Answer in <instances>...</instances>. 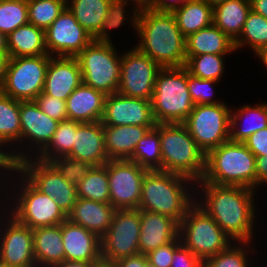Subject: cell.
<instances>
[{
  "mask_svg": "<svg viewBox=\"0 0 267 267\" xmlns=\"http://www.w3.org/2000/svg\"><path fill=\"white\" fill-rule=\"evenodd\" d=\"M134 8L131 21L141 38L136 48L161 68L183 67L186 62V38L173 13L153 11L140 5Z\"/></svg>",
  "mask_w": 267,
  "mask_h": 267,
  "instance_id": "6da1fadb",
  "label": "cell"
},
{
  "mask_svg": "<svg viewBox=\"0 0 267 267\" xmlns=\"http://www.w3.org/2000/svg\"><path fill=\"white\" fill-rule=\"evenodd\" d=\"M198 183L203 186L202 190L205 193L202 201L205 200L204 204L199 202L198 205L232 240L250 242L256 214L254 213V190L241 186Z\"/></svg>",
  "mask_w": 267,
  "mask_h": 267,
  "instance_id": "7a4b0ae2",
  "label": "cell"
},
{
  "mask_svg": "<svg viewBox=\"0 0 267 267\" xmlns=\"http://www.w3.org/2000/svg\"><path fill=\"white\" fill-rule=\"evenodd\" d=\"M198 182L256 190V157L244 143L228 140L206 154L204 176Z\"/></svg>",
  "mask_w": 267,
  "mask_h": 267,
  "instance_id": "3957f363",
  "label": "cell"
},
{
  "mask_svg": "<svg viewBox=\"0 0 267 267\" xmlns=\"http://www.w3.org/2000/svg\"><path fill=\"white\" fill-rule=\"evenodd\" d=\"M188 181L191 179L179 174L148 170L142 180L139 209L169 216L180 223L195 204L183 185Z\"/></svg>",
  "mask_w": 267,
  "mask_h": 267,
  "instance_id": "277c9868",
  "label": "cell"
},
{
  "mask_svg": "<svg viewBox=\"0 0 267 267\" xmlns=\"http://www.w3.org/2000/svg\"><path fill=\"white\" fill-rule=\"evenodd\" d=\"M162 171L200 181L205 172L206 154L182 123L159 124Z\"/></svg>",
  "mask_w": 267,
  "mask_h": 267,
  "instance_id": "5b68a950",
  "label": "cell"
},
{
  "mask_svg": "<svg viewBox=\"0 0 267 267\" xmlns=\"http://www.w3.org/2000/svg\"><path fill=\"white\" fill-rule=\"evenodd\" d=\"M151 104L157 124H176L185 121L195 104L190 97L187 70L184 66L159 70Z\"/></svg>",
  "mask_w": 267,
  "mask_h": 267,
  "instance_id": "8992f818",
  "label": "cell"
},
{
  "mask_svg": "<svg viewBox=\"0 0 267 267\" xmlns=\"http://www.w3.org/2000/svg\"><path fill=\"white\" fill-rule=\"evenodd\" d=\"M197 204L195 201V205L187 210L179 223V237L181 243L204 262L226 249L232 241L215 220Z\"/></svg>",
  "mask_w": 267,
  "mask_h": 267,
  "instance_id": "52a82bcc",
  "label": "cell"
},
{
  "mask_svg": "<svg viewBox=\"0 0 267 267\" xmlns=\"http://www.w3.org/2000/svg\"><path fill=\"white\" fill-rule=\"evenodd\" d=\"M112 44L92 41L76 56L83 83L105 95L117 93L120 83L121 57Z\"/></svg>",
  "mask_w": 267,
  "mask_h": 267,
  "instance_id": "ba28073f",
  "label": "cell"
},
{
  "mask_svg": "<svg viewBox=\"0 0 267 267\" xmlns=\"http://www.w3.org/2000/svg\"><path fill=\"white\" fill-rule=\"evenodd\" d=\"M18 171L22 173L40 192L52 197L57 205L68 215L78 200L76 185L65 180L49 163L39 159L27 158L23 152L12 153Z\"/></svg>",
  "mask_w": 267,
  "mask_h": 267,
  "instance_id": "9c48e42d",
  "label": "cell"
},
{
  "mask_svg": "<svg viewBox=\"0 0 267 267\" xmlns=\"http://www.w3.org/2000/svg\"><path fill=\"white\" fill-rule=\"evenodd\" d=\"M51 56L9 58L1 92L19 101L35 100L43 92Z\"/></svg>",
  "mask_w": 267,
  "mask_h": 267,
  "instance_id": "30bf717a",
  "label": "cell"
},
{
  "mask_svg": "<svg viewBox=\"0 0 267 267\" xmlns=\"http://www.w3.org/2000/svg\"><path fill=\"white\" fill-rule=\"evenodd\" d=\"M226 105H195L182 123L205 154L229 140L231 109Z\"/></svg>",
  "mask_w": 267,
  "mask_h": 267,
  "instance_id": "8fae6325",
  "label": "cell"
},
{
  "mask_svg": "<svg viewBox=\"0 0 267 267\" xmlns=\"http://www.w3.org/2000/svg\"><path fill=\"white\" fill-rule=\"evenodd\" d=\"M140 209H116L112 223L101 238L102 262L113 264L139 252Z\"/></svg>",
  "mask_w": 267,
  "mask_h": 267,
  "instance_id": "7c38bea8",
  "label": "cell"
},
{
  "mask_svg": "<svg viewBox=\"0 0 267 267\" xmlns=\"http://www.w3.org/2000/svg\"><path fill=\"white\" fill-rule=\"evenodd\" d=\"M22 180L25 182L20 183L23 189L19 187L20 196L10 213L19 223L34 229L60 225L67 219L52 197L40 192L26 177Z\"/></svg>",
  "mask_w": 267,
  "mask_h": 267,
  "instance_id": "4fadbf2b",
  "label": "cell"
},
{
  "mask_svg": "<svg viewBox=\"0 0 267 267\" xmlns=\"http://www.w3.org/2000/svg\"><path fill=\"white\" fill-rule=\"evenodd\" d=\"M161 67L136 47L121 55L118 93L151 101Z\"/></svg>",
  "mask_w": 267,
  "mask_h": 267,
  "instance_id": "5bb4252c",
  "label": "cell"
},
{
  "mask_svg": "<svg viewBox=\"0 0 267 267\" xmlns=\"http://www.w3.org/2000/svg\"><path fill=\"white\" fill-rule=\"evenodd\" d=\"M110 205L115 209H139L142 180L148 169L130 160L107 162Z\"/></svg>",
  "mask_w": 267,
  "mask_h": 267,
  "instance_id": "9a60e30c",
  "label": "cell"
},
{
  "mask_svg": "<svg viewBox=\"0 0 267 267\" xmlns=\"http://www.w3.org/2000/svg\"><path fill=\"white\" fill-rule=\"evenodd\" d=\"M92 41V35L76 21L67 7L45 30L46 48L52 56L76 57Z\"/></svg>",
  "mask_w": 267,
  "mask_h": 267,
  "instance_id": "2e32d148",
  "label": "cell"
},
{
  "mask_svg": "<svg viewBox=\"0 0 267 267\" xmlns=\"http://www.w3.org/2000/svg\"><path fill=\"white\" fill-rule=\"evenodd\" d=\"M100 122L103 126L155 127L157 125L151 101L118 92L106 95Z\"/></svg>",
  "mask_w": 267,
  "mask_h": 267,
  "instance_id": "e0dca14e",
  "label": "cell"
},
{
  "mask_svg": "<svg viewBox=\"0 0 267 267\" xmlns=\"http://www.w3.org/2000/svg\"><path fill=\"white\" fill-rule=\"evenodd\" d=\"M0 231V263L9 267H37L34 257L33 229L19 223L13 216ZM10 224V225H9Z\"/></svg>",
  "mask_w": 267,
  "mask_h": 267,
  "instance_id": "ac0fdd59",
  "label": "cell"
},
{
  "mask_svg": "<svg viewBox=\"0 0 267 267\" xmlns=\"http://www.w3.org/2000/svg\"><path fill=\"white\" fill-rule=\"evenodd\" d=\"M82 82V72L76 57L51 56L43 93L66 101Z\"/></svg>",
  "mask_w": 267,
  "mask_h": 267,
  "instance_id": "d6986e66",
  "label": "cell"
},
{
  "mask_svg": "<svg viewBox=\"0 0 267 267\" xmlns=\"http://www.w3.org/2000/svg\"><path fill=\"white\" fill-rule=\"evenodd\" d=\"M64 260L102 262L101 238L81 225L66 219L62 222Z\"/></svg>",
  "mask_w": 267,
  "mask_h": 267,
  "instance_id": "ffe728a7",
  "label": "cell"
},
{
  "mask_svg": "<svg viewBox=\"0 0 267 267\" xmlns=\"http://www.w3.org/2000/svg\"><path fill=\"white\" fill-rule=\"evenodd\" d=\"M67 157L79 159L93 167L103 166L109 161L105 150L103 125L100 121L79 124L73 148Z\"/></svg>",
  "mask_w": 267,
  "mask_h": 267,
  "instance_id": "44dd1931",
  "label": "cell"
},
{
  "mask_svg": "<svg viewBox=\"0 0 267 267\" xmlns=\"http://www.w3.org/2000/svg\"><path fill=\"white\" fill-rule=\"evenodd\" d=\"M139 252L147 255L179 237V223L173 218L140 209Z\"/></svg>",
  "mask_w": 267,
  "mask_h": 267,
  "instance_id": "7402d4cb",
  "label": "cell"
},
{
  "mask_svg": "<svg viewBox=\"0 0 267 267\" xmlns=\"http://www.w3.org/2000/svg\"><path fill=\"white\" fill-rule=\"evenodd\" d=\"M21 141L29 139L41 152L50 142L59 121L50 118L41 111L35 100L20 101Z\"/></svg>",
  "mask_w": 267,
  "mask_h": 267,
  "instance_id": "603a6c76",
  "label": "cell"
},
{
  "mask_svg": "<svg viewBox=\"0 0 267 267\" xmlns=\"http://www.w3.org/2000/svg\"><path fill=\"white\" fill-rule=\"evenodd\" d=\"M115 212L116 209L110 203L78 198L67 219L102 238L108 231Z\"/></svg>",
  "mask_w": 267,
  "mask_h": 267,
  "instance_id": "cb8c5ba5",
  "label": "cell"
},
{
  "mask_svg": "<svg viewBox=\"0 0 267 267\" xmlns=\"http://www.w3.org/2000/svg\"><path fill=\"white\" fill-rule=\"evenodd\" d=\"M106 95L83 82L66 99L68 119L81 123L101 120Z\"/></svg>",
  "mask_w": 267,
  "mask_h": 267,
  "instance_id": "d4e9b609",
  "label": "cell"
},
{
  "mask_svg": "<svg viewBox=\"0 0 267 267\" xmlns=\"http://www.w3.org/2000/svg\"><path fill=\"white\" fill-rule=\"evenodd\" d=\"M151 128L154 127L103 126L105 150L109 160H130L138 141Z\"/></svg>",
  "mask_w": 267,
  "mask_h": 267,
  "instance_id": "484cf974",
  "label": "cell"
},
{
  "mask_svg": "<svg viewBox=\"0 0 267 267\" xmlns=\"http://www.w3.org/2000/svg\"><path fill=\"white\" fill-rule=\"evenodd\" d=\"M34 257L37 267H55L64 261L62 223L33 229Z\"/></svg>",
  "mask_w": 267,
  "mask_h": 267,
  "instance_id": "4316f807",
  "label": "cell"
},
{
  "mask_svg": "<svg viewBox=\"0 0 267 267\" xmlns=\"http://www.w3.org/2000/svg\"><path fill=\"white\" fill-rule=\"evenodd\" d=\"M6 37L9 58L48 55L45 30L29 22Z\"/></svg>",
  "mask_w": 267,
  "mask_h": 267,
  "instance_id": "83f0119b",
  "label": "cell"
},
{
  "mask_svg": "<svg viewBox=\"0 0 267 267\" xmlns=\"http://www.w3.org/2000/svg\"><path fill=\"white\" fill-rule=\"evenodd\" d=\"M233 51L234 41L214 24L186 37V56L227 55Z\"/></svg>",
  "mask_w": 267,
  "mask_h": 267,
  "instance_id": "f1b7e54d",
  "label": "cell"
},
{
  "mask_svg": "<svg viewBox=\"0 0 267 267\" xmlns=\"http://www.w3.org/2000/svg\"><path fill=\"white\" fill-rule=\"evenodd\" d=\"M251 11L250 0H227L213 6V24L235 41Z\"/></svg>",
  "mask_w": 267,
  "mask_h": 267,
  "instance_id": "f546056e",
  "label": "cell"
},
{
  "mask_svg": "<svg viewBox=\"0 0 267 267\" xmlns=\"http://www.w3.org/2000/svg\"><path fill=\"white\" fill-rule=\"evenodd\" d=\"M172 13L185 38L213 24V6L203 0H188Z\"/></svg>",
  "mask_w": 267,
  "mask_h": 267,
  "instance_id": "4dcf8cb0",
  "label": "cell"
},
{
  "mask_svg": "<svg viewBox=\"0 0 267 267\" xmlns=\"http://www.w3.org/2000/svg\"><path fill=\"white\" fill-rule=\"evenodd\" d=\"M237 111L233 112L231 110L230 141L244 143L252 134L267 128V103L258 104L254 107L246 105ZM242 118H246L245 123L242 121ZM240 119L243 122L242 125L238 123ZM238 124L242 127L239 128Z\"/></svg>",
  "mask_w": 267,
  "mask_h": 267,
  "instance_id": "1f68e13d",
  "label": "cell"
},
{
  "mask_svg": "<svg viewBox=\"0 0 267 267\" xmlns=\"http://www.w3.org/2000/svg\"><path fill=\"white\" fill-rule=\"evenodd\" d=\"M66 7L76 21L92 37L99 31L102 21L108 12L109 0H71Z\"/></svg>",
  "mask_w": 267,
  "mask_h": 267,
  "instance_id": "d6a6232c",
  "label": "cell"
},
{
  "mask_svg": "<svg viewBox=\"0 0 267 267\" xmlns=\"http://www.w3.org/2000/svg\"><path fill=\"white\" fill-rule=\"evenodd\" d=\"M130 161L148 170H162L159 124L138 141Z\"/></svg>",
  "mask_w": 267,
  "mask_h": 267,
  "instance_id": "836d02e7",
  "label": "cell"
},
{
  "mask_svg": "<svg viewBox=\"0 0 267 267\" xmlns=\"http://www.w3.org/2000/svg\"><path fill=\"white\" fill-rule=\"evenodd\" d=\"M81 122L66 119L59 122L57 130L48 145L35 158L48 162L58 157H66L72 150L76 129ZM53 151V152H52Z\"/></svg>",
  "mask_w": 267,
  "mask_h": 267,
  "instance_id": "e575fe53",
  "label": "cell"
},
{
  "mask_svg": "<svg viewBox=\"0 0 267 267\" xmlns=\"http://www.w3.org/2000/svg\"><path fill=\"white\" fill-rule=\"evenodd\" d=\"M21 140L20 101L0 92V143Z\"/></svg>",
  "mask_w": 267,
  "mask_h": 267,
  "instance_id": "d590c367",
  "label": "cell"
},
{
  "mask_svg": "<svg viewBox=\"0 0 267 267\" xmlns=\"http://www.w3.org/2000/svg\"><path fill=\"white\" fill-rule=\"evenodd\" d=\"M76 190L78 198L109 203L107 163L103 166L92 167L76 186Z\"/></svg>",
  "mask_w": 267,
  "mask_h": 267,
  "instance_id": "8d00e7d4",
  "label": "cell"
},
{
  "mask_svg": "<svg viewBox=\"0 0 267 267\" xmlns=\"http://www.w3.org/2000/svg\"><path fill=\"white\" fill-rule=\"evenodd\" d=\"M247 44L255 54L267 45V19L252 10L247 15L239 37L234 41L235 50Z\"/></svg>",
  "mask_w": 267,
  "mask_h": 267,
  "instance_id": "74e56055",
  "label": "cell"
},
{
  "mask_svg": "<svg viewBox=\"0 0 267 267\" xmlns=\"http://www.w3.org/2000/svg\"><path fill=\"white\" fill-rule=\"evenodd\" d=\"M224 56L216 54L186 56L184 67L193 76L206 80L220 81V77L224 72Z\"/></svg>",
  "mask_w": 267,
  "mask_h": 267,
  "instance_id": "f35d334b",
  "label": "cell"
},
{
  "mask_svg": "<svg viewBox=\"0 0 267 267\" xmlns=\"http://www.w3.org/2000/svg\"><path fill=\"white\" fill-rule=\"evenodd\" d=\"M66 5L67 0H27L29 23L46 30Z\"/></svg>",
  "mask_w": 267,
  "mask_h": 267,
  "instance_id": "ab89813d",
  "label": "cell"
},
{
  "mask_svg": "<svg viewBox=\"0 0 267 267\" xmlns=\"http://www.w3.org/2000/svg\"><path fill=\"white\" fill-rule=\"evenodd\" d=\"M29 22L27 0H0V32L5 36Z\"/></svg>",
  "mask_w": 267,
  "mask_h": 267,
  "instance_id": "60d3db41",
  "label": "cell"
},
{
  "mask_svg": "<svg viewBox=\"0 0 267 267\" xmlns=\"http://www.w3.org/2000/svg\"><path fill=\"white\" fill-rule=\"evenodd\" d=\"M69 183L78 185L93 167L88 163L72 157H58L48 161Z\"/></svg>",
  "mask_w": 267,
  "mask_h": 267,
  "instance_id": "b9f144b4",
  "label": "cell"
},
{
  "mask_svg": "<svg viewBox=\"0 0 267 267\" xmlns=\"http://www.w3.org/2000/svg\"><path fill=\"white\" fill-rule=\"evenodd\" d=\"M243 248L249 244V242H240L239 247L233 246L230 244L226 249L217 253L214 256L207 258L204 261V267H247L248 262Z\"/></svg>",
  "mask_w": 267,
  "mask_h": 267,
  "instance_id": "7bdbcfd3",
  "label": "cell"
},
{
  "mask_svg": "<svg viewBox=\"0 0 267 267\" xmlns=\"http://www.w3.org/2000/svg\"><path fill=\"white\" fill-rule=\"evenodd\" d=\"M126 4L128 5V0H109L108 12L99 31L93 36V41L112 42L107 29L121 26L126 18L124 15Z\"/></svg>",
  "mask_w": 267,
  "mask_h": 267,
  "instance_id": "ee69618b",
  "label": "cell"
},
{
  "mask_svg": "<svg viewBox=\"0 0 267 267\" xmlns=\"http://www.w3.org/2000/svg\"><path fill=\"white\" fill-rule=\"evenodd\" d=\"M217 83L215 80H206L189 74L187 71V86L190 97L195 105L219 104L224 102L213 101L211 94L213 84ZM212 91V92H211Z\"/></svg>",
  "mask_w": 267,
  "mask_h": 267,
  "instance_id": "f6af8a7d",
  "label": "cell"
},
{
  "mask_svg": "<svg viewBox=\"0 0 267 267\" xmlns=\"http://www.w3.org/2000/svg\"><path fill=\"white\" fill-rule=\"evenodd\" d=\"M42 112L59 122L68 119L66 101L44 94L43 92L35 99Z\"/></svg>",
  "mask_w": 267,
  "mask_h": 267,
  "instance_id": "bcb514c9",
  "label": "cell"
},
{
  "mask_svg": "<svg viewBox=\"0 0 267 267\" xmlns=\"http://www.w3.org/2000/svg\"><path fill=\"white\" fill-rule=\"evenodd\" d=\"M181 244L180 237L154 249L147 254L148 260L156 267H170L173 260V251Z\"/></svg>",
  "mask_w": 267,
  "mask_h": 267,
  "instance_id": "7dc6e473",
  "label": "cell"
},
{
  "mask_svg": "<svg viewBox=\"0 0 267 267\" xmlns=\"http://www.w3.org/2000/svg\"><path fill=\"white\" fill-rule=\"evenodd\" d=\"M170 267H204V262L182 243L173 251Z\"/></svg>",
  "mask_w": 267,
  "mask_h": 267,
  "instance_id": "c3c4849f",
  "label": "cell"
},
{
  "mask_svg": "<svg viewBox=\"0 0 267 267\" xmlns=\"http://www.w3.org/2000/svg\"><path fill=\"white\" fill-rule=\"evenodd\" d=\"M244 144L255 157L267 156V128L252 134Z\"/></svg>",
  "mask_w": 267,
  "mask_h": 267,
  "instance_id": "681fc988",
  "label": "cell"
},
{
  "mask_svg": "<svg viewBox=\"0 0 267 267\" xmlns=\"http://www.w3.org/2000/svg\"><path fill=\"white\" fill-rule=\"evenodd\" d=\"M187 1L188 0H170L169 2L168 0H149L145 7L158 12H173Z\"/></svg>",
  "mask_w": 267,
  "mask_h": 267,
  "instance_id": "f907efd6",
  "label": "cell"
},
{
  "mask_svg": "<svg viewBox=\"0 0 267 267\" xmlns=\"http://www.w3.org/2000/svg\"><path fill=\"white\" fill-rule=\"evenodd\" d=\"M148 260L147 255L141 253L131 255L127 258H122L113 263L115 267H145V262Z\"/></svg>",
  "mask_w": 267,
  "mask_h": 267,
  "instance_id": "816d5d0a",
  "label": "cell"
},
{
  "mask_svg": "<svg viewBox=\"0 0 267 267\" xmlns=\"http://www.w3.org/2000/svg\"><path fill=\"white\" fill-rule=\"evenodd\" d=\"M256 174L258 184H267V156L256 157Z\"/></svg>",
  "mask_w": 267,
  "mask_h": 267,
  "instance_id": "f5cc1de1",
  "label": "cell"
},
{
  "mask_svg": "<svg viewBox=\"0 0 267 267\" xmlns=\"http://www.w3.org/2000/svg\"><path fill=\"white\" fill-rule=\"evenodd\" d=\"M0 148L3 150V144L0 143ZM0 149V168L7 169V170H16L17 169V163L13 159V154L8 152H2Z\"/></svg>",
  "mask_w": 267,
  "mask_h": 267,
  "instance_id": "db71d44e",
  "label": "cell"
},
{
  "mask_svg": "<svg viewBox=\"0 0 267 267\" xmlns=\"http://www.w3.org/2000/svg\"><path fill=\"white\" fill-rule=\"evenodd\" d=\"M251 10L267 19V0H250Z\"/></svg>",
  "mask_w": 267,
  "mask_h": 267,
  "instance_id": "11a10c76",
  "label": "cell"
},
{
  "mask_svg": "<svg viewBox=\"0 0 267 267\" xmlns=\"http://www.w3.org/2000/svg\"><path fill=\"white\" fill-rule=\"evenodd\" d=\"M101 262H82L64 260L55 267H97Z\"/></svg>",
  "mask_w": 267,
  "mask_h": 267,
  "instance_id": "9f6ffc18",
  "label": "cell"
},
{
  "mask_svg": "<svg viewBox=\"0 0 267 267\" xmlns=\"http://www.w3.org/2000/svg\"><path fill=\"white\" fill-rule=\"evenodd\" d=\"M8 60H9L8 52H0V92L4 84L5 72Z\"/></svg>",
  "mask_w": 267,
  "mask_h": 267,
  "instance_id": "6f0895ef",
  "label": "cell"
},
{
  "mask_svg": "<svg viewBox=\"0 0 267 267\" xmlns=\"http://www.w3.org/2000/svg\"><path fill=\"white\" fill-rule=\"evenodd\" d=\"M256 55L261 58L264 65L267 67V45L260 49Z\"/></svg>",
  "mask_w": 267,
  "mask_h": 267,
  "instance_id": "680465c9",
  "label": "cell"
},
{
  "mask_svg": "<svg viewBox=\"0 0 267 267\" xmlns=\"http://www.w3.org/2000/svg\"><path fill=\"white\" fill-rule=\"evenodd\" d=\"M0 52H7V37L0 32Z\"/></svg>",
  "mask_w": 267,
  "mask_h": 267,
  "instance_id": "91938a15",
  "label": "cell"
},
{
  "mask_svg": "<svg viewBox=\"0 0 267 267\" xmlns=\"http://www.w3.org/2000/svg\"><path fill=\"white\" fill-rule=\"evenodd\" d=\"M203 1L209 5L215 6L216 4L227 1V0H203Z\"/></svg>",
  "mask_w": 267,
  "mask_h": 267,
  "instance_id": "94428289",
  "label": "cell"
},
{
  "mask_svg": "<svg viewBox=\"0 0 267 267\" xmlns=\"http://www.w3.org/2000/svg\"><path fill=\"white\" fill-rule=\"evenodd\" d=\"M135 5L145 6L149 0H133Z\"/></svg>",
  "mask_w": 267,
  "mask_h": 267,
  "instance_id": "6125c7cd",
  "label": "cell"
},
{
  "mask_svg": "<svg viewBox=\"0 0 267 267\" xmlns=\"http://www.w3.org/2000/svg\"><path fill=\"white\" fill-rule=\"evenodd\" d=\"M97 267H115L113 264L101 262Z\"/></svg>",
  "mask_w": 267,
  "mask_h": 267,
  "instance_id": "be15d7a7",
  "label": "cell"
},
{
  "mask_svg": "<svg viewBox=\"0 0 267 267\" xmlns=\"http://www.w3.org/2000/svg\"><path fill=\"white\" fill-rule=\"evenodd\" d=\"M145 267H156L155 265H153L149 260H147L145 262Z\"/></svg>",
  "mask_w": 267,
  "mask_h": 267,
  "instance_id": "e7e4bbea",
  "label": "cell"
},
{
  "mask_svg": "<svg viewBox=\"0 0 267 267\" xmlns=\"http://www.w3.org/2000/svg\"><path fill=\"white\" fill-rule=\"evenodd\" d=\"M0 267H9V266L0 263Z\"/></svg>",
  "mask_w": 267,
  "mask_h": 267,
  "instance_id": "03108f58",
  "label": "cell"
}]
</instances>
